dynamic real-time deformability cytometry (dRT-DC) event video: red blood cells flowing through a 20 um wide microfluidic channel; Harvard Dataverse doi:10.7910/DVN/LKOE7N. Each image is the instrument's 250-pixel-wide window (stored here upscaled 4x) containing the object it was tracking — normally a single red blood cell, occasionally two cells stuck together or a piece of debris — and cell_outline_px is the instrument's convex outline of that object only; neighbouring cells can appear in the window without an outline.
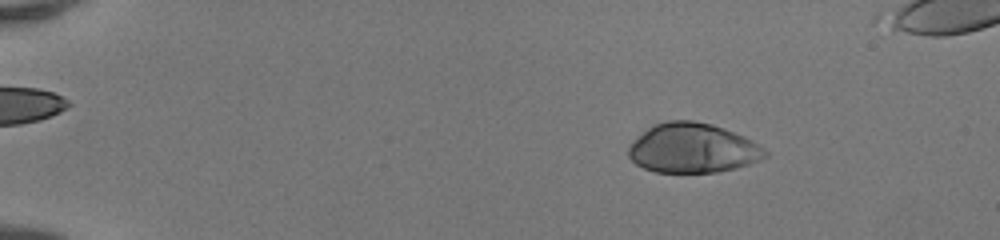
{"species": "human", "species_latin": "Homo sapiens", "temperature_condition": "room temperature", "stored_images_in_passage": 52, "camera_frame_rate_fps": 3000, "um_per_image_px": 0.085, "donor": {"sex": "female"}, "frame": {"image": 1, "passage_image": 9, "time_ms": 2.667, "image_size_px": [1000, 240], "cell_outline_px": [[768, 156], [760, 160], [736, 168], [716, 172], [656, 172], [644, 168], [636, 164], [628, 156], [628, 148], [648, 128], [656, 124], [668, 120], [692, 120], [712, 124], [724, 128], [744, 136], [760, 144], [768, 152]], "centroid_in_image_um": [58.93, 12.59], "position_along_channel_um": 26.1, "area_um2": 39.3}}
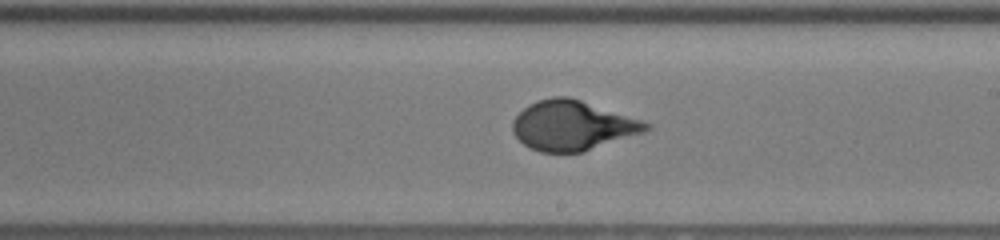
{"frame": {"image": 2, "passage_image": 32, "time_ms": 10.333, "image_size_px": [1000, 240], "cell_outline_px": [[652, 128], [644, 132], [584, 152], [540, 152], [524, 144], [512, 132], [512, 120], [524, 108], [540, 100], [552, 96], [568, 96], [652, 124]], "centroid_in_image_um": [48.66, 10.68], "position_along_channel_um": 240.3, "area_um2": 38.21}}
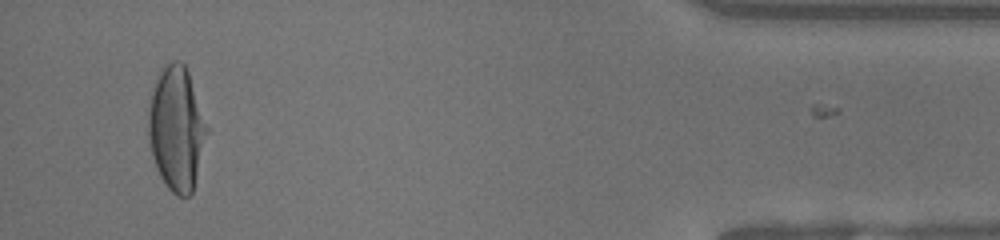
{"frame": {"image": 3, "passage_image": 49, "time_ms": 16.0, "image_size_px": [1000, 240], "cell_outline_px": [[208, 132], [192, 192], [188, 196], [176, 196], [168, 188], [160, 176], [156, 168], [152, 156], [148, 136], [148, 108], [152, 92], [160, 68], [172, 60], [180, 60], [184, 64], [188, 72], [208, 128]], "centroid_in_image_um": [14.98, 10.92], "position_along_channel_um": 420.2, "area_um2": 42.08}}